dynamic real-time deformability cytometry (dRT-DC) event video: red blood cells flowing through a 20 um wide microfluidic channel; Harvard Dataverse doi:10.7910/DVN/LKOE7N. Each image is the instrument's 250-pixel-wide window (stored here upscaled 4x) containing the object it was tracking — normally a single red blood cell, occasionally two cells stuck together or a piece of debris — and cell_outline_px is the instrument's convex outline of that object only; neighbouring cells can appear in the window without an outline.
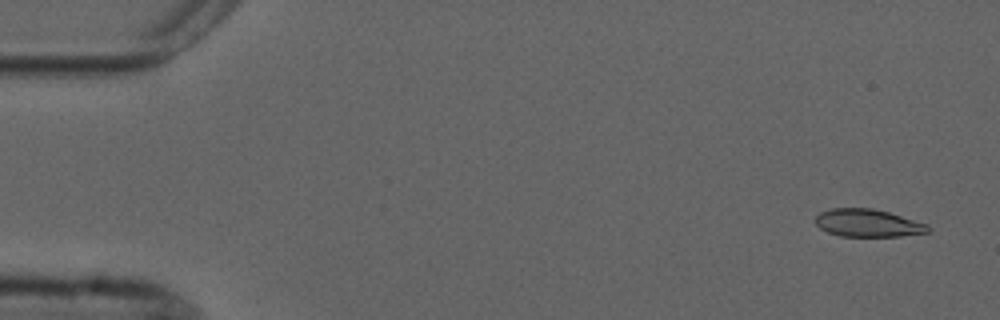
{"species": "common noctule bat (a hibernating species)", "species_latin": "Nyctalus noctula", "temperature_condition": "cold", "stored_images_in_passage": 4, "camera_frame_rate_fps": 3000, "um_per_image_px": 0.085, "animal": {"sex": "male", "forearm_length_mm": 52.5}, "frame": {"image": 1, "passage_image": 1, "time_ms": 0.0, "image_size_px": [1000, 320], "cell_outline_px": [[932, 228], [928, 232], [900, 236], [840, 236], [828, 232], [820, 228], [816, 224], [816, 216], [820, 212], [832, 208], [872, 208], [888, 212], [928, 224]], "centroid_in_image_um": [73.78, 18.96], "position_along_channel_um": 11.2, "area_um2": 18.09}}